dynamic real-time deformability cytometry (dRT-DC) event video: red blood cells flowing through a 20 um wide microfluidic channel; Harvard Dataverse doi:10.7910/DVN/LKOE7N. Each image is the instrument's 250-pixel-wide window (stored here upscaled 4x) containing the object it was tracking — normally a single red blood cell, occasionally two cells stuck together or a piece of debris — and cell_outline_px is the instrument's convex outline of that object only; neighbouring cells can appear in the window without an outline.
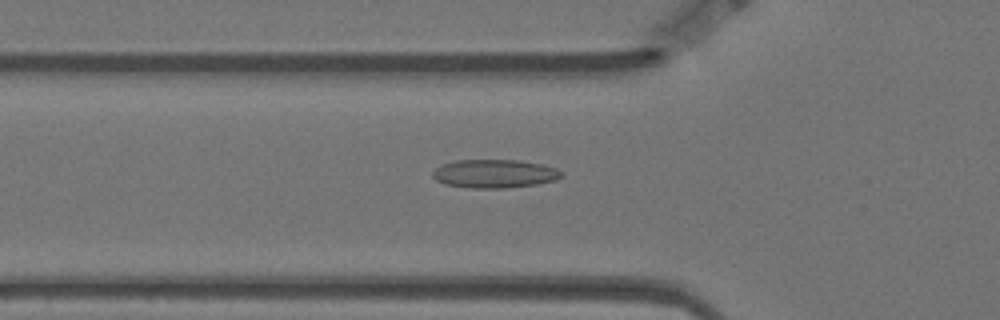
{"species": "Egyptian fruit bat (a non-hibernating species)", "species_latin": "Rousettus aegyptiacus", "temperature_condition": "warm", "stored_images_in_passage": 50, "camera_frame_rate_fps": 3000, "um_per_image_px": 0.085, "animal": {"sex": "female"}, "frame": {"image": 1, "passage_image": 19, "time_ms": 6.0, "image_size_px": [1000, 320], "cell_outline_px": [[564, 176], [556, 180], [536, 184], [504, 188], [468, 188], [444, 184], [436, 180], [432, 176], [432, 172], [440, 164], [456, 160], [520, 160], [540, 164], [556, 168], [564, 172]], "centroid_in_image_um": [42.03, 14.76], "position_along_channel_um": 83.8, "area_um2": 21.56}}
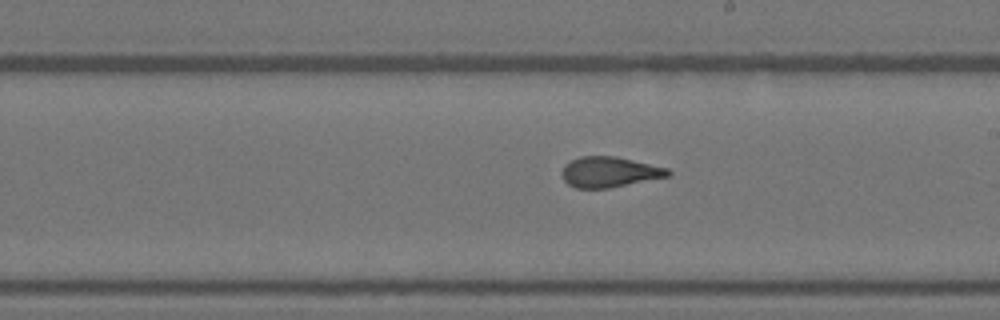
{"frame": {"image": 2, "passage_image": 32, "time_ms": 10.333, "image_size_px": [1000, 320], "cell_outline_px": [[672, 172], [668, 176], [608, 188], [576, 188], [568, 184], [564, 180], [560, 172], [564, 164], [580, 156], [616, 156], [668, 168]], "centroid_in_image_um": [51.76, 14.61], "position_along_channel_um": 237.2, "area_um2": 18.79}}
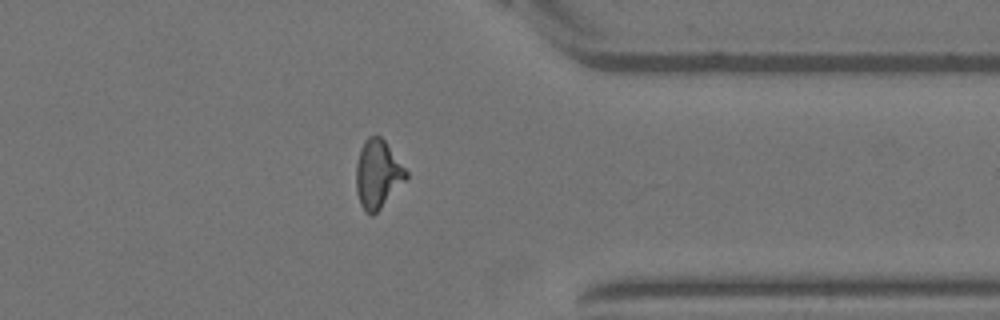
{"frame": {"image": 3, "passage_image": 45, "time_ms": 14.667, "image_size_px": [1000, 320], "cell_outline_px": [[408, 176], [380, 208], [372, 216], [360, 204], [356, 192], [356, 164], [360, 148], [368, 136], [380, 136], [384, 140], [408, 172]], "centroid_in_image_um": [32.08, 14.78], "position_along_channel_um": 379.3, "area_um2": 19.48}, "authors_computed_cell_mechanics": {"area_um2": 19.7676, "velocity_mm_per_s": 3.5192, "shape_relaxation_time_tau1_ms": 6.3124, "shape_relaxation_time_tau2_ms": 1.5702, "deformation_change_tau1": 0.1765, "deformation_change_tau2": 0.0921}}